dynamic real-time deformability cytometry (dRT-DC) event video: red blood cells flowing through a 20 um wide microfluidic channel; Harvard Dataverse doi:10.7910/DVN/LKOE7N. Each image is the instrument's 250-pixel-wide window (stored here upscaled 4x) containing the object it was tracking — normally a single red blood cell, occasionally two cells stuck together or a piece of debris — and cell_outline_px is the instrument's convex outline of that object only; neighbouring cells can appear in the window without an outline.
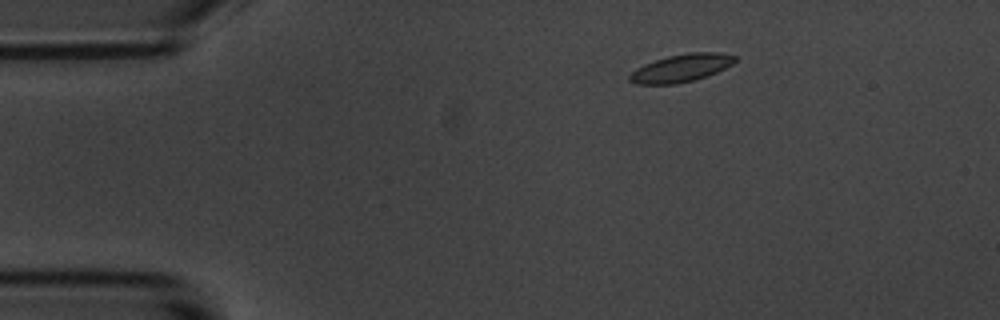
{"species": "common noctule bat (a hibernating species)", "species_latin": "Nyctalus noctula", "temperature_condition": "room temperature", "stored_images_in_passage": 54, "camera_frame_rate_fps": 3000, "um_per_image_px": 0.085, "animal": {"sex": "male", "body_mass_g": 20.1, "forearm_length_mm": 53.5}, "frame": {"image": 1, "passage_image": 7, "time_ms": 2.0, "image_size_px": [1000, 320], "cell_outline_px": [[736, 60], [732, 64], [716, 72], [692, 80], [676, 84], [636, 84], [628, 80], [628, 76], [636, 68], [644, 64], [668, 56], [688, 52], [720, 52], [736, 56]], "centroid_in_image_um": [57.88, 5.77], "position_along_channel_um": 27.1, "area_um2": 16.88}}
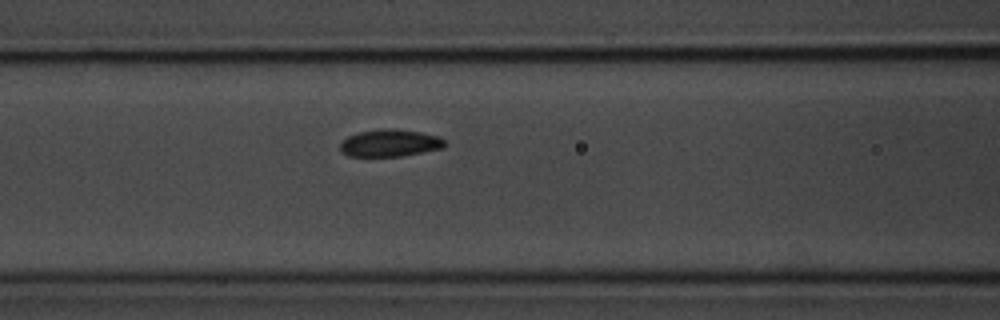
{"frame": {"image": 2, "passage_image": 21, "time_ms": 6.667, "image_size_px": [1000, 320], "cell_outline_px": [[448, 144], [444, 148], [400, 156], [348, 156], [340, 148], [340, 144], [348, 136], [360, 132], [384, 128], [392, 128], [420, 132], [440, 136]], "centroid_in_image_um": [33.2, 12.15], "position_along_channel_um": 133.4, "area_um2": 16.53}}
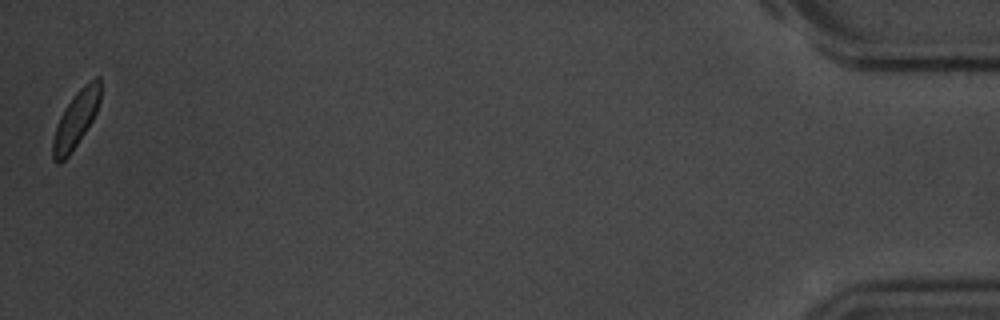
{"frame": {"image": 3, "passage_image": 54, "time_ms": 17.667, "image_size_px": [1000, 320], "cell_outline_px": [[100, 100], [96, 112], [92, 120], [68, 156], [60, 164], [56, 164], [52, 160], [52, 140], [60, 116], [72, 96], [84, 84], [96, 76], [100, 76]], "centroid_in_image_um": [6.43, 10.15], "position_along_channel_um": 428.8, "area_um2": 15.49}, "authors_computed_cell_mechanics": {"area_um2": 16.7042, "velocity_mm_per_s": 3.5381, "shape_relaxation_time_tau1_ms": 4.5459, "shape_relaxation_time_tau2_ms": null, "deformation_change_tau1": 0.1161, "deformation_change_tau2": null}}